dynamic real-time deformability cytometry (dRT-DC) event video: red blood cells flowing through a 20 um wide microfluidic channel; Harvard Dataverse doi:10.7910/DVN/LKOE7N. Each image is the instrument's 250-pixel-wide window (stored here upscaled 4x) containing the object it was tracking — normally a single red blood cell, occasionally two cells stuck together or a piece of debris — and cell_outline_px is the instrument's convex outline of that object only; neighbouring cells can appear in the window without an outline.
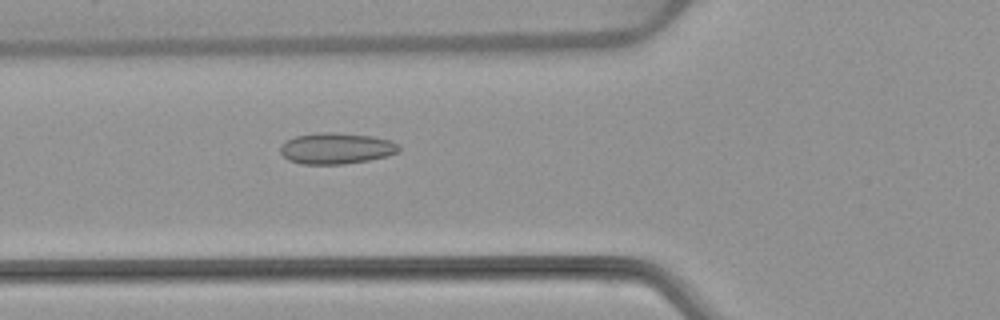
{"species": "common noctule bat (a hibernating species)", "species_latin": "Nyctalus noctula", "temperature_condition": "warm", "stored_images_in_passage": 36, "camera_frame_rate_fps": 3000, "um_per_image_px": 0.085, "animal": {"sex": "female", "body_mass_g": 22.7, "forearm_length_mm": 54.2}, "frame": {"image": 1, "passage_image": 3, "time_ms": 0.667, "image_size_px": [1000, 320], "cell_outline_px": [[400, 152], [388, 156], [368, 160], [344, 164], [304, 164], [288, 160], [280, 152], [280, 144], [284, 140], [296, 136], [320, 132], [336, 132], [372, 136], [392, 140], [400, 144]], "centroid_in_image_um": [28.61, 12.6], "position_along_channel_um": 97.2, "area_um2": 21.85}}
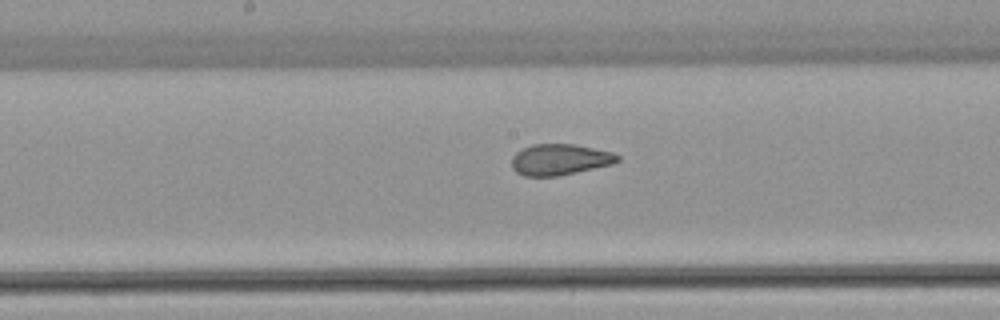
{"frame": {"image": 2, "passage_image": 11, "time_ms": 3.333, "image_size_px": [1000, 320], "cell_outline_px": [[620, 160], [612, 164], [576, 172], [556, 176], [524, 176], [516, 172], [512, 168], [512, 156], [516, 152], [532, 144], [572, 144], [612, 152], [620, 156]], "centroid_in_image_um": [47.56, 13.56], "position_along_channel_um": 200.6, "area_um2": 19.02}}
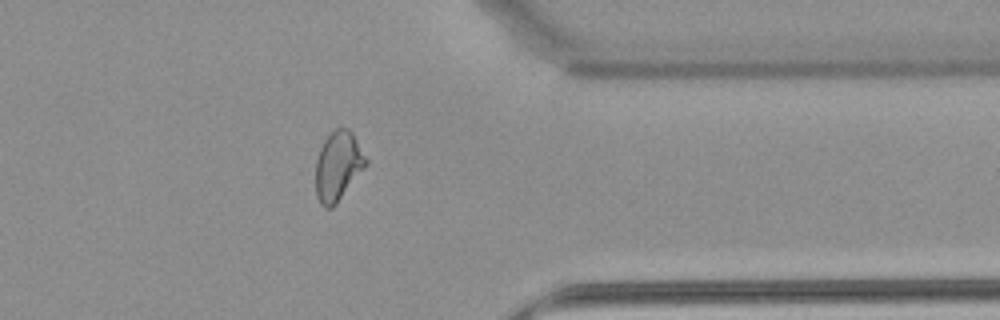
{"frame": {"image": 3, "passage_image": 26, "time_ms": 8.333, "image_size_px": [1000, 320], "cell_outline_px": [[368, 164], [336, 204], [332, 208], [324, 208], [320, 204], [316, 196], [316, 160], [320, 148], [324, 140], [336, 128], [348, 128], [352, 132], [368, 160]], "centroid_in_image_um": [28.73, 14.13], "position_along_channel_um": 382.7, "area_um2": 20.29}, "authors_computed_cell_mechanics": {"area_um2": 19.8543, "velocity_mm_per_s": 3.8591, "shape_relaxation_time_tau1_ms": null, "shape_relaxation_time_tau2_ms": 1.0298, "deformation_change_tau1": null, "deformation_change_tau2": 0.0658}}